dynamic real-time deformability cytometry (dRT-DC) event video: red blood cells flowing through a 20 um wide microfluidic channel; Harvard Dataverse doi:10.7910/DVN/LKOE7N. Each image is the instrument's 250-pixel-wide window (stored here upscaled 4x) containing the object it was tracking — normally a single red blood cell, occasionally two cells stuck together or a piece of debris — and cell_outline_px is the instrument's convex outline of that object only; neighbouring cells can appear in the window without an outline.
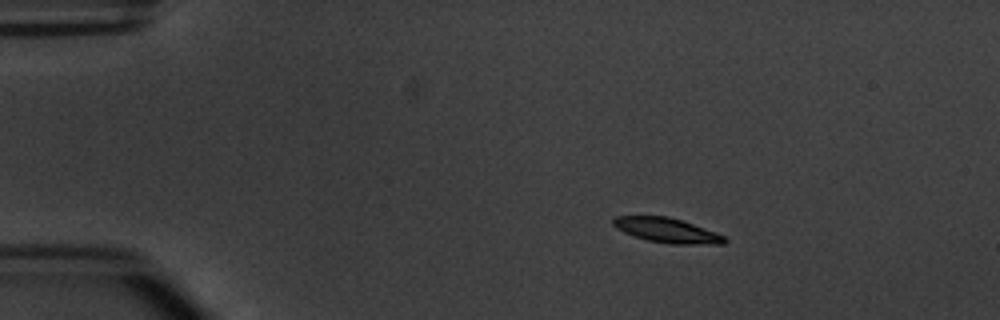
{"species": "common noctule bat (a hibernating species)", "species_latin": "Nyctalus noctula", "temperature_condition": "warm", "stored_images_in_passage": 5, "segment_of_instrument_passage": [1, 2], "camera_frame_rate_fps": 3000, "um_per_image_px": 0.085, "animal": {"sex": "male", "body_mass_g": 20.1, "forearm_length_mm": 53.5}, "frame": {"image": 1, "passage_image": 2, "time_ms": 2.0, "image_size_px": [1000, 320], "cell_outline_px": [[728, 240], [724, 244], [672, 244], [648, 240], [624, 232], [616, 228], [612, 224], [612, 220], [616, 216], [668, 216], [716, 232], [724, 236]], "centroid_in_image_um": [56.7, 19.58], "position_along_channel_um": 28.3, "area_um2": 15.84}}